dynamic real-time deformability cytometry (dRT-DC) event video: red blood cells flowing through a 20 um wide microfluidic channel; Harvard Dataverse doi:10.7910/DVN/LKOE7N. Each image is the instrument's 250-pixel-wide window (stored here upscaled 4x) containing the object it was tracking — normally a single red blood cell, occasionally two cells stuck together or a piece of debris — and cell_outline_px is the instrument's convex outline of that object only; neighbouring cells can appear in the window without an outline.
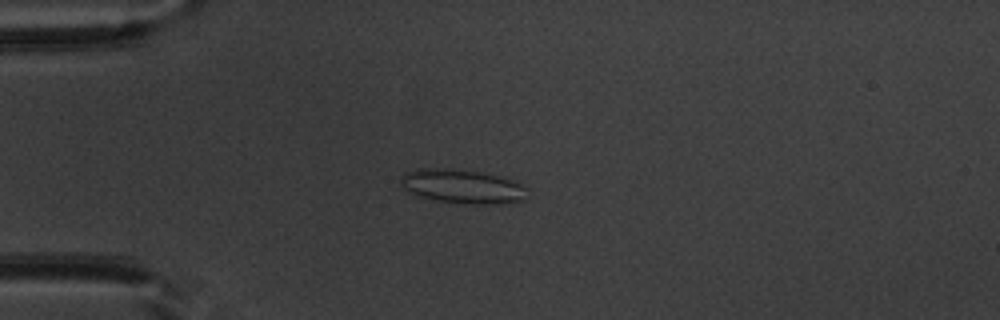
{"species": "common noctule bat (a hibernating species)", "species_latin": "Nyctalus noctula", "temperature_condition": "warm", "stored_images_in_passage": 51, "camera_frame_rate_fps": 3000, "um_per_image_px": 0.085, "animal": {"sex": "male", "body_mass_g": 20.1, "forearm_length_mm": 53.5}, "frame": {"image": 1, "passage_image": 13, "time_ms": 4.0, "image_size_px": [1000, 320], "cell_outline_px": [[524, 200], [500, 204], [464, 204], [436, 200], [420, 196], [408, 192], [400, 184], [400, 176], [404, 172], [420, 168], [444, 168], [480, 172], [500, 176], [512, 180], [520, 184], [524, 188]], "centroid_in_image_um": [39.23, 15.84], "position_along_channel_um": 45.8, "area_um2": 25.03}}
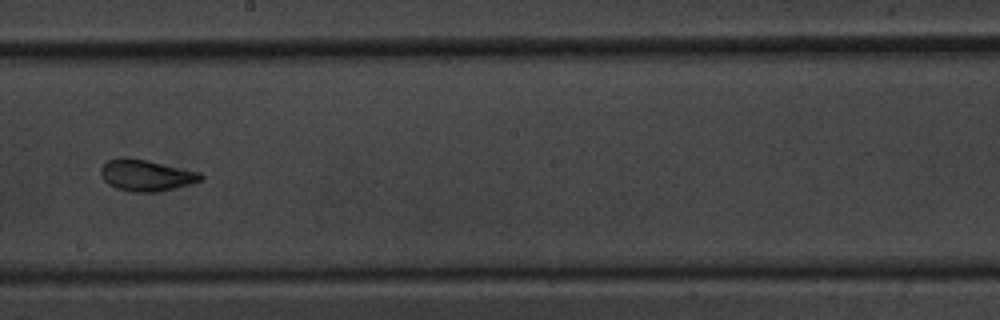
{"frame": {"image": 2, "passage_image": 29, "time_ms": 9.333, "image_size_px": [1000, 320], "cell_outline_px": [[204, 180], [156, 192], [132, 192], [116, 188], [108, 184], [100, 176], [100, 168], [108, 160], [120, 156], [124, 156], [144, 160], [200, 172], [204, 176]], "centroid_in_image_um": [12.38, 14.9], "position_along_channel_um": 235.8, "area_um2": 18.21}}
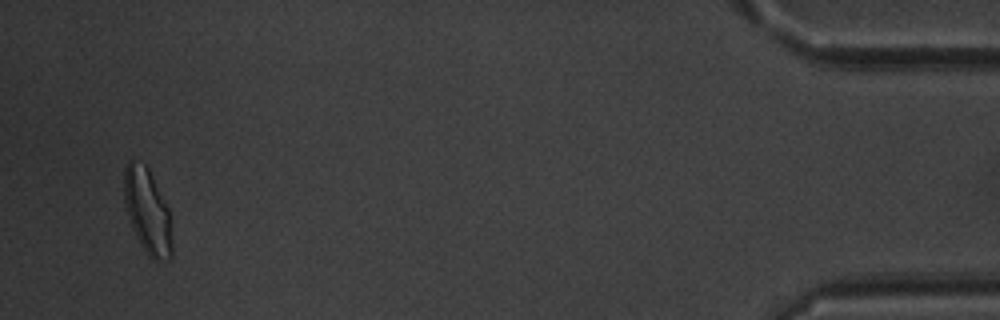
{"frame": {"image": 3, "passage_image": 49, "time_ms": 16.0, "image_size_px": [1000, 320], "cell_outline_px": [[172, 256], [168, 260], [152, 260], [144, 252], [132, 228], [128, 216], [124, 200], [124, 168], [128, 160], [132, 160], [144, 164], [148, 168], [168, 208], [172, 240]], "centroid_in_image_um": [12.53, 17.99], "position_along_channel_um": 422.7, "area_um2": 23.7}, "authors_computed_cell_mechanics": {"area_um2": 19.4786, "velocity_mm_per_s": 3.945, "shape_relaxation_time_tau1_ms": 9.1227, "shape_relaxation_time_tau2_ms": 0.9216, "deformation_change_tau1": 0.1844, "deformation_change_tau2": 0.0792}}